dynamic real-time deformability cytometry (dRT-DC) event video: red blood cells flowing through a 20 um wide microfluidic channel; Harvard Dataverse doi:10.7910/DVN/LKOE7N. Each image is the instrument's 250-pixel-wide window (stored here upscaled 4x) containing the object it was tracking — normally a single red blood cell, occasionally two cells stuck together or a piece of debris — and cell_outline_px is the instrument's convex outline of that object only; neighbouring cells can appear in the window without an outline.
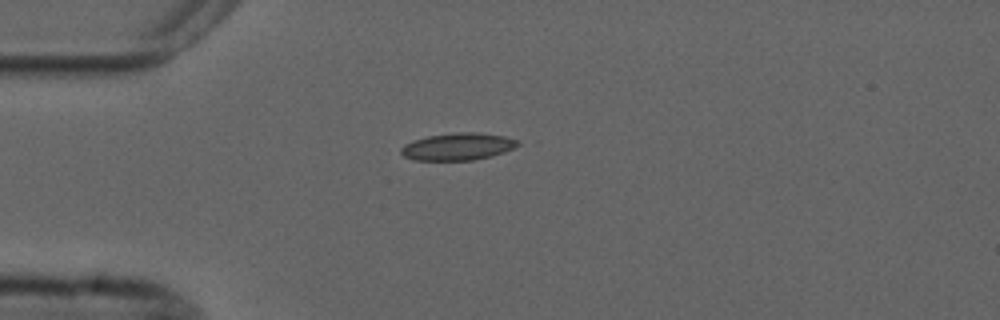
{"species": "common noctule bat (a hibernating species)", "species_latin": "Nyctalus noctula", "temperature_condition": "cold", "stored_images_in_passage": 2, "camera_frame_rate_fps": 3000, "um_per_image_px": 0.085, "animal": {"sex": "male", "forearm_length_mm": 52.5}, "frame": {"image": 1, "passage_image": 2, "time_ms": 1.333, "image_size_px": [1000, 320], "cell_outline_px": [[520, 144], [504, 152], [492, 156], [472, 160], [412, 160], [404, 156], [400, 152], [400, 148], [404, 144], [412, 140], [428, 136], [460, 132], [476, 132], [504, 136], [520, 140]], "centroid_in_image_um": [38.9, 12.46], "position_along_channel_um": 46.1, "area_um2": 18.55}}